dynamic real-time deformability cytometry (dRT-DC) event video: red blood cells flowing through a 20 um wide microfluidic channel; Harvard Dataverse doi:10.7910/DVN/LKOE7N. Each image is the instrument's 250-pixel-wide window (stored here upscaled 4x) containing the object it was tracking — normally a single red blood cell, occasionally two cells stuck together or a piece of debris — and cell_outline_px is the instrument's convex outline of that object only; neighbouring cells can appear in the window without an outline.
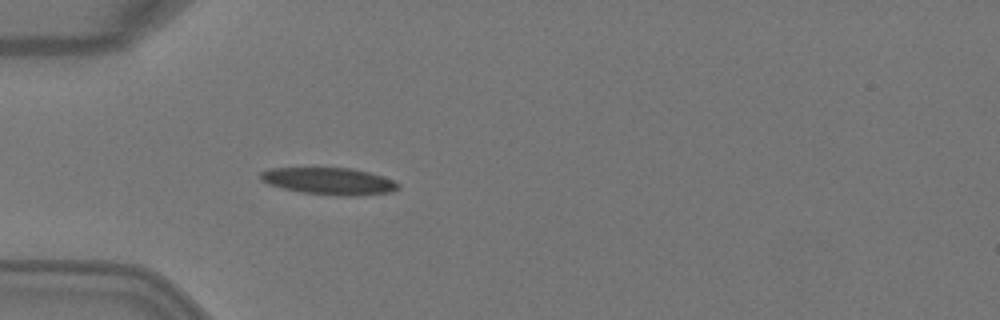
{"species": "Egyptian fruit bat (a non-hibernating species)", "species_latin": "Rousettus aegyptiacus", "temperature_condition": "warm", "stored_images_in_passage": 2, "camera_frame_rate_fps": 3000, "um_per_image_px": 0.085, "animal": {"sex": "female"}, "frame": {"image": 1, "passage_image": 2, "time_ms": 0.333, "image_size_px": [1000, 320], "cell_outline_px": [[400, 188], [392, 192], [360, 196], [336, 196], [300, 192], [268, 184], [260, 180], [260, 172], [268, 168], [352, 168], [368, 172], [392, 180], [400, 184]], "centroid_in_image_um": [27.97, 15.41], "position_along_channel_um": 57.0, "area_um2": 21.79}}